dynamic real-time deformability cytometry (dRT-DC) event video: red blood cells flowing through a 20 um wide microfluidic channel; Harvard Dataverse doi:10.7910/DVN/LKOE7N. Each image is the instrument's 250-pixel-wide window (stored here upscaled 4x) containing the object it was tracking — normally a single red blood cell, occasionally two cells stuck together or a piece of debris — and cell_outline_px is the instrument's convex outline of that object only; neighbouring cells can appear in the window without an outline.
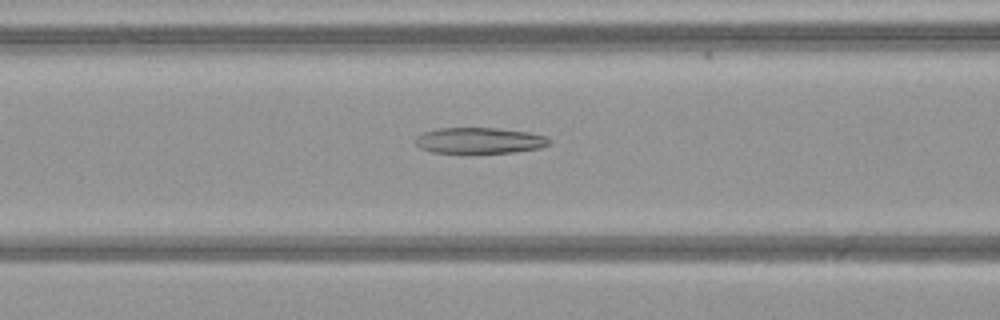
{"species": "common noctule bat (a hibernating species)", "species_latin": "Nyctalus noctula", "temperature_condition": "warm", "stored_images_in_passage": 39, "camera_frame_rate_fps": 3000, "um_per_image_px": 0.085, "animal": {"sex": "female", "body_mass_g": 21.9}, "frame": {"image": 1, "passage_image": 12, "time_ms": 3.667, "image_size_px": [1000, 320], "cell_outline_px": [[552, 144], [540, 148], [512, 152], [432, 152], [420, 148], [416, 144], [416, 136], [424, 132], [436, 128], [496, 128], [528, 132], [548, 136], [552, 140]], "centroid_in_image_um": [40.8, 11.93], "position_along_channel_um": 125.8, "area_um2": 20.17}}
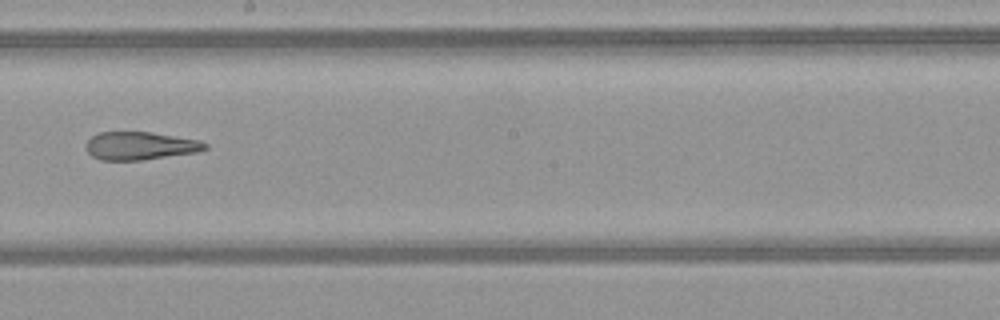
{"frame": {"image": 2, "passage_image": 20, "time_ms": 6.333, "image_size_px": [1000, 320], "cell_outline_px": [[208, 148], [196, 152], [144, 160], [100, 160], [92, 156], [88, 152], [84, 144], [92, 136], [100, 132], [152, 132], [200, 140], [208, 144]], "centroid_in_image_um": [11.91, 12.39], "position_along_channel_um": 236.3, "area_um2": 19.54}}
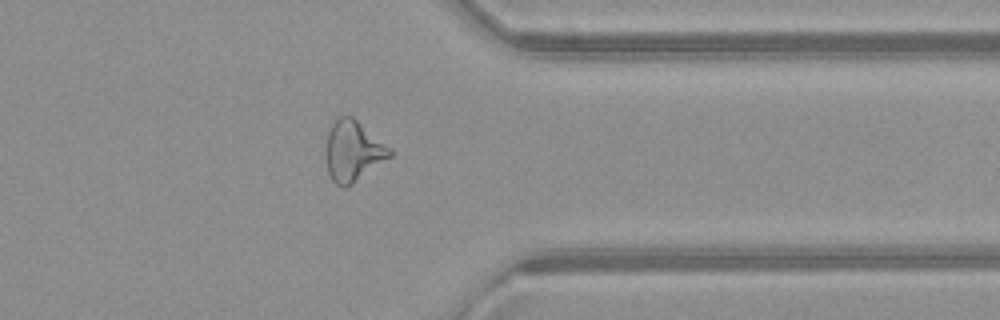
{"frame": {"image": 3, "passage_image": 31, "time_ms": 10.0, "image_size_px": [1000, 320], "cell_outline_px": [[392, 156], [352, 184], [344, 188], [336, 184], [332, 180], [328, 172], [324, 148], [328, 132], [336, 116], [352, 116], [392, 148]], "centroid_in_image_um": [29.99, 12.83], "position_along_channel_um": 381.4, "area_um2": 22.83}}